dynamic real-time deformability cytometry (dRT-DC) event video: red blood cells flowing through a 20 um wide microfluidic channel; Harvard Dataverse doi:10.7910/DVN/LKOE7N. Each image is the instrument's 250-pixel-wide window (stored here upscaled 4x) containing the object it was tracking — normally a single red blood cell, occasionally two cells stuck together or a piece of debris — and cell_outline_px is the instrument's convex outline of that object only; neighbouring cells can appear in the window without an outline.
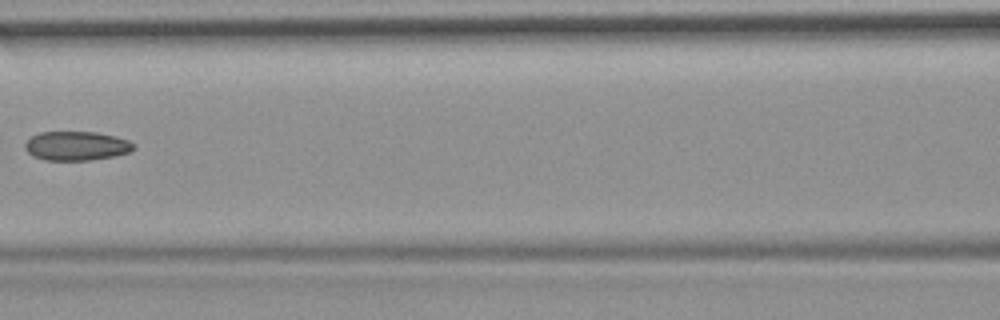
{"species": "common noctule bat (a hibernating species)", "species_latin": "Nyctalus noctula", "temperature_condition": "room temperature", "stored_images_in_passage": 7, "camera_frame_rate_fps": 3000, "um_per_image_px": 0.085, "animal": {"sex": "female", "body_mass_g": 19.9}, "frame": {"image": 1, "passage_image": 6, "time_ms": 6.0, "image_size_px": [1000, 320], "cell_outline_px": [[136, 148], [132, 152], [116, 156], [92, 160], [44, 160], [32, 156], [24, 148], [24, 144], [32, 136], [40, 132], [96, 132], [116, 136], [128, 140], [136, 144]], "centroid_in_image_um": [6.55, 12.41], "position_along_channel_um": 160.1, "area_um2": 18.73}}